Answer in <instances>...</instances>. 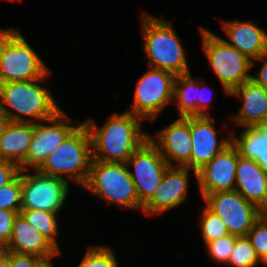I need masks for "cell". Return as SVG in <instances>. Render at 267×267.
<instances>
[{
	"instance_id": "23",
	"label": "cell",
	"mask_w": 267,
	"mask_h": 267,
	"mask_svg": "<svg viewBox=\"0 0 267 267\" xmlns=\"http://www.w3.org/2000/svg\"><path fill=\"white\" fill-rule=\"evenodd\" d=\"M200 82L192 77L191 72L178 75L174 81L173 102L180 116H197V100Z\"/></svg>"
},
{
	"instance_id": "6",
	"label": "cell",
	"mask_w": 267,
	"mask_h": 267,
	"mask_svg": "<svg viewBox=\"0 0 267 267\" xmlns=\"http://www.w3.org/2000/svg\"><path fill=\"white\" fill-rule=\"evenodd\" d=\"M82 188L109 204L119 205L125 209H143L126 163L92 159L87 182Z\"/></svg>"
},
{
	"instance_id": "41",
	"label": "cell",
	"mask_w": 267,
	"mask_h": 267,
	"mask_svg": "<svg viewBox=\"0 0 267 267\" xmlns=\"http://www.w3.org/2000/svg\"><path fill=\"white\" fill-rule=\"evenodd\" d=\"M4 250V248L0 245V252H2Z\"/></svg>"
},
{
	"instance_id": "5",
	"label": "cell",
	"mask_w": 267,
	"mask_h": 267,
	"mask_svg": "<svg viewBox=\"0 0 267 267\" xmlns=\"http://www.w3.org/2000/svg\"><path fill=\"white\" fill-rule=\"evenodd\" d=\"M49 72L17 29H0V84L38 80Z\"/></svg>"
},
{
	"instance_id": "3",
	"label": "cell",
	"mask_w": 267,
	"mask_h": 267,
	"mask_svg": "<svg viewBox=\"0 0 267 267\" xmlns=\"http://www.w3.org/2000/svg\"><path fill=\"white\" fill-rule=\"evenodd\" d=\"M91 162V136L87 126L81 122L63 143L52 151L38 171L68 182L71 180L83 187L89 176Z\"/></svg>"
},
{
	"instance_id": "10",
	"label": "cell",
	"mask_w": 267,
	"mask_h": 267,
	"mask_svg": "<svg viewBox=\"0 0 267 267\" xmlns=\"http://www.w3.org/2000/svg\"><path fill=\"white\" fill-rule=\"evenodd\" d=\"M22 171L21 209L59 213L69 192V182L55 176Z\"/></svg>"
},
{
	"instance_id": "28",
	"label": "cell",
	"mask_w": 267,
	"mask_h": 267,
	"mask_svg": "<svg viewBox=\"0 0 267 267\" xmlns=\"http://www.w3.org/2000/svg\"><path fill=\"white\" fill-rule=\"evenodd\" d=\"M22 196V171L7 185L0 188V209L20 213Z\"/></svg>"
},
{
	"instance_id": "32",
	"label": "cell",
	"mask_w": 267,
	"mask_h": 267,
	"mask_svg": "<svg viewBox=\"0 0 267 267\" xmlns=\"http://www.w3.org/2000/svg\"><path fill=\"white\" fill-rule=\"evenodd\" d=\"M43 261L35 255L11 252V267H38Z\"/></svg>"
},
{
	"instance_id": "22",
	"label": "cell",
	"mask_w": 267,
	"mask_h": 267,
	"mask_svg": "<svg viewBox=\"0 0 267 267\" xmlns=\"http://www.w3.org/2000/svg\"><path fill=\"white\" fill-rule=\"evenodd\" d=\"M231 136L240 155L255 160L267 172V127H245L239 137Z\"/></svg>"
},
{
	"instance_id": "18",
	"label": "cell",
	"mask_w": 267,
	"mask_h": 267,
	"mask_svg": "<svg viewBox=\"0 0 267 267\" xmlns=\"http://www.w3.org/2000/svg\"><path fill=\"white\" fill-rule=\"evenodd\" d=\"M235 190L261 211L267 209V172L255 160L242 157L239 150Z\"/></svg>"
},
{
	"instance_id": "11",
	"label": "cell",
	"mask_w": 267,
	"mask_h": 267,
	"mask_svg": "<svg viewBox=\"0 0 267 267\" xmlns=\"http://www.w3.org/2000/svg\"><path fill=\"white\" fill-rule=\"evenodd\" d=\"M133 166L129 170L139 202L144 206L154 195L162 177L169 167L159 149L148 139L125 162Z\"/></svg>"
},
{
	"instance_id": "4",
	"label": "cell",
	"mask_w": 267,
	"mask_h": 267,
	"mask_svg": "<svg viewBox=\"0 0 267 267\" xmlns=\"http://www.w3.org/2000/svg\"><path fill=\"white\" fill-rule=\"evenodd\" d=\"M142 37L149 66L173 73L175 76L190 73L182 41L172 24L144 13Z\"/></svg>"
},
{
	"instance_id": "20",
	"label": "cell",
	"mask_w": 267,
	"mask_h": 267,
	"mask_svg": "<svg viewBox=\"0 0 267 267\" xmlns=\"http://www.w3.org/2000/svg\"><path fill=\"white\" fill-rule=\"evenodd\" d=\"M229 96L239 97L243 101L239 113L232 116L236 125L253 127L267 111V88L255 84L252 80L233 89Z\"/></svg>"
},
{
	"instance_id": "15",
	"label": "cell",
	"mask_w": 267,
	"mask_h": 267,
	"mask_svg": "<svg viewBox=\"0 0 267 267\" xmlns=\"http://www.w3.org/2000/svg\"><path fill=\"white\" fill-rule=\"evenodd\" d=\"M214 118L210 116H190V134L192 152L190 155V169L197 177V171L209 163L217 154L232 143L230 138H222L218 142Z\"/></svg>"
},
{
	"instance_id": "17",
	"label": "cell",
	"mask_w": 267,
	"mask_h": 267,
	"mask_svg": "<svg viewBox=\"0 0 267 267\" xmlns=\"http://www.w3.org/2000/svg\"><path fill=\"white\" fill-rule=\"evenodd\" d=\"M4 250L35 255L44 260H50L60 254L39 230L25 220L21 213H17L14 218L12 236Z\"/></svg>"
},
{
	"instance_id": "27",
	"label": "cell",
	"mask_w": 267,
	"mask_h": 267,
	"mask_svg": "<svg viewBox=\"0 0 267 267\" xmlns=\"http://www.w3.org/2000/svg\"><path fill=\"white\" fill-rule=\"evenodd\" d=\"M89 246L78 267H119L115 253L109 246Z\"/></svg>"
},
{
	"instance_id": "8",
	"label": "cell",
	"mask_w": 267,
	"mask_h": 267,
	"mask_svg": "<svg viewBox=\"0 0 267 267\" xmlns=\"http://www.w3.org/2000/svg\"><path fill=\"white\" fill-rule=\"evenodd\" d=\"M175 77L171 72L149 67L136 84L133 105L127 112L154 120L173 102Z\"/></svg>"
},
{
	"instance_id": "14",
	"label": "cell",
	"mask_w": 267,
	"mask_h": 267,
	"mask_svg": "<svg viewBox=\"0 0 267 267\" xmlns=\"http://www.w3.org/2000/svg\"><path fill=\"white\" fill-rule=\"evenodd\" d=\"M149 140L159 149L169 166L188 167L190 169L192 152L190 116H179L163 130L156 133L155 137L149 134Z\"/></svg>"
},
{
	"instance_id": "12",
	"label": "cell",
	"mask_w": 267,
	"mask_h": 267,
	"mask_svg": "<svg viewBox=\"0 0 267 267\" xmlns=\"http://www.w3.org/2000/svg\"><path fill=\"white\" fill-rule=\"evenodd\" d=\"M45 122L50 125L35 124L34 136L20 171L38 170L52 151L77 127L68 125L71 119L62 109Z\"/></svg>"
},
{
	"instance_id": "26",
	"label": "cell",
	"mask_w": 267,
	"mask_h": 267,
	"mask_svg": "<svg viewBox=\"0 0 267 267\" xmlns=\"http://www.w3.org/2000/svg\"><path fill=\"white\" fill-rule=\"evenodd\" d=\"M199 226L205 243H209L229 235L224 222L218 215L209 210L206 206L202 211Z\"/></svg>"
},
{
	"instance_id": "34",
	"label": "cell",
	"mask_w": 267,
	"mask_h": 267,
	"mask_svg": "<svg viewBox=\"0 0 267 267\" xmlns=\"http://www.w3.org/2000/svg\"><path fill=\"white\" fill-rule=\"evenodd\" d=\"M206 87H208V85L204 84V82L203 83L200 82V91H199L198 100H197V116H210V114L208 112L209 107H210L209 103L211 102V99L213 97V91L214 90L209 89V90H211V93L209 91V93H210V95H209L208 93H205V92H207L206 89H204Z\"/></svg>"
},
{
	"instance_id": "37",
	"label": "cell",
	"mask_w": 267,
	"mask_h": 267,
	"mask_svg": "<svg viewBox=\"0 0 267 267\" xmlns=\"http://www.w3.org/2000/svg\"><path fill=\"white\" fill-rule=\"evenodd\" d=\"M10 123V119L0 110V138L3 136L5 129Z\"/></svg>"
},
{
	"instance_id": "31",
	"label": "cell",
	"mask_w": 267,
	"mask_h": 267,
	"mask_svg": "<svg viewBox=\"0 0 267 267\" xmlns=\"http://www.w3.org/2000/svg\"><path fill=\"white\" fill-rule=\"evenodd\" d=\"M18 212L0 209V245L4 248L11 239L14 218Z\"/></svg>"
},
{
	"instance_id": "2",
	"label": "cell",
	"mask_w": 267,
	"mask_h": 267,
	"mask_svg": "<svg viewBox=\"0 0 267 267\" xmlns=\"http://www.w3.org/2000/svg\"><path fill=\"white\" fill-rule=\"evenodd\" d=\"M50 74L51 71L38 80L0 84V110L11 122L36 124V120L45 121L61 110L48 88L37 84L46 82ZM24 115L29 118H25Z\"/></svg>"
},
{
	"instance_id": "35",
	"label": "cell",
	"mask_w": 267,
	"mask_h": 267,
	"mask_svg": "<svg viewBox=\"0 0 267 267\" xmlns=\"http://www.w3.org/2000/svg\"><path fill=\"white\" fill-rule=\"evenodd\" d=\"M255 60H262L263 63L256 75H251V80L255 84L262 86L263 88H267V53L257 59L252 60L251 67L254 66Z\"/></svg>"
},
{
	"instance_id": "30",
	"label": "cell",
	"mask_w": 267,
	"mask_h": 267,
	"mask_svg": "<svg viewBox=\"0 0 267 267\" xmlns=\"http://www.w3.org/2000/svg\"><path fill=\"white\" fill-rule=\"evenodd\" d=\"M236 239L237 236L229 234L225 237L219 238L218 240L206 243V251L217 263H225L228 265V261L234 248Z\"/></svg>"
},
{
	"instance_id": "21",
	"label": "cell",
	"mask_w": 267,
	"mask_h": 267,
	"mask_svg": "<svg viewBox=\"0 0 267 267\" xmlns=\"http://www.w3.org/2000/svg\"><path fill=\"white\" fill-rule=\"evenodd\" d=\"M34 130L35 124L11 122L0 138V159L13 162L20 168L31 145Z\"/></svg>"
},
{
	"instance_id": "19",
	"label": "cell",
	"mask_w": 267,
	"mask_h": 267,
	"mask_svg": "<svg viewBox=\"0 0 267 267\" xmlns=\"http://www.w3.org/2000/svg\"><path fill=\"white\" fill-rule=\"evenodd\" d=\"M222 29L229 41L228 45L245 54L250 60L267 53V33L251 21H222Z\"/></svg>"
},
{
	"instance_id": "1",
	"label": "cell",
	"mask_w": 267,
	"mask_h": 267,
	"mask_svg": "<svg viewBox=\"0 0 267 267\" xmlns=\"http://www.w3.org/2000/svg\"><path fill=\"white\" fill-rule=\"evenodd\" d=\"M142 121L141 117L126 111L114 113L98 128L94 119L88 118L84 124L91 136L92 159L125 163L149 139V134L142 130Z\"/></svg>"
},
{
	"instance_id": "38",
	"label": "cell",
	"mask_w": 267,
	"mask_h": 267,
	"mask_svg": "<svg viewBox=\"0 0 267 267\" xmlns=\"http://www.w3.org/2000/svg\"><path fill=\"white\" fill-rule=\"evenodd\" d=\"M253 127H267V111L263 115L261 121Z\"/></svg>"
},
{
	"instance_id": "9",
	"label": "cell",
	"mask_w": 267,
	"mask_h": 267,
	"mask_svg": "<svg viewBox=\"0 0 267 267\" xmlns=\"http://www.w3.org/2000/svg\"><path fill=\"white\" fill-rule=\"evenodd\" d=\"M205 206L220 217L230 235L247 236L261 211L236 190L221 191L203 197Z\"/></svg>"
},
{
	"instance_id": "13",
	"label": "cell",
	"mask_w": 267,
	"mask_h": 267,
	"mask_svg": "<svg viewBox=\"0 0 267 267\" xmlns=\"http://www.w3.org/2000/svg\"><path fill=\"white\" fill-rule=\"evenodd\" d=\"M238 148L231 143L197 171L202 198L211 193L235 190Z\"/></svg>"
},
{
	"instance_id": "16",
	"label": "cell",
	"mask_w": 267,
	"mask_h": 267,
	"mask_svg": "<svg viewBox=\"0 0 267 267\" xmlns=\"http://www.w3.org/2000/svg\"><path fill=\"white\" fill-rule=\"evenodd\" d=\"M189 171L188 167L169 166L154 195L143 206L142 212L146 215H158L184 203L187 197Z\"/></svg>"
},
{
	"instance_id": "24",
	"label": "cell",
	"mask_w": 267,
	"mask_h": 267,
	"mask_svg": "<svg viewBox=\"0 0 267 267\" xmlns=\"http://www.w3.org/2000/svg\"><path fill=\"white\" fill-rule=\"evenodd\" d=\"M20 213L25 220L39 230L40 233L61 253L57 242L58 225L57 214L44 210L21 209Z\"/></svg>"
},
{
	"instance_id": "7",
	"label": "cell",
	"mask_w": 267,
	"mask_h": 267,
	"mask_svg": "<svg viewBox=\"0 0 267 267\" xmlns=\"http://www.w3.org/2000/svg\"><path fill=\"white\" fill-rule=\"evenodd\" d=\"M203 52L227 95L244 82L251 80V62L245 54L228 45L210 30L200 28Z\"/></svg>"
},
{
	"instance_id": "36",
	"label": "cell",
	"mask_w": 267,
	"mask_h": 267,
	"mask_svg": "<svg viewBox=\"0 0 267 267\" xmlns=\"http://www.w3.org/2000/svg\"><path fill=\"white\" fill-rule=\"evenodd\" d=\"M0 267H11V252L5 250L0 252Z\"/></svg>"
},
{
	"instance_id": "39",
	"label": "cell",
	"mask_w": 267,
	"mask_h": 267,
	"mask_svg": "<svg viewBox=\"0 0 267 267\" xmlns=\"http://www.w3.org/2000/svg\"><path fill=\"white\" fill-rule=\"evenodd\" d=\"M52 259L50 260H44L38 267H54L53 266Z\"/></svg>"
},
{
	"instance_id": "33",
	"label": "cell",
	"mask_w": 267,
	"mask_h": 267,
	"mask_svg": "<svg viewBox=\"0 0 267 267\" xmlns=\"http://www.w3.org/2000/svg\"><path fill=\"white\" fill-rule=\"evenodd\" d=\"M19 172L20 169L15 163L0 159V188L11 182Z\"/></svg>"
},
{
	"instance_id": "40",
	"label": "cell",
	"mask_w": 267,
	"mask_h": 267,
	"mask_svg": "<svg viewBox=\"0 0 267 267\" xmlns=\"http://www.w3.org/2000/svg\"><path fill=\"white\" fill-rule=\"evenodd\" d=\"M263 214L267 217V209L263 211Z\"/></svg>"
},
{
	"instance_id": "25",
	"label": "cell",
	"mask_w": 267,
	"mask_h": 267,
	"mask_svg": "<svg viewBox=\"0 0 267 267\" xmlns=\"http://www.w3.org/2000/svg\"><path fill=\"white\" fill-rule=\"evenodd\" d=\"M263 262L257 256L247 236L237 237L228 264L232 267H256Z\"/></svg>"
},
{
	"instance_id": "29",
	"label": "cell",
	"mask_w": 267,
	"mask_h": 267,
	"mask_svg": "<svg viewBox=\"0 0 267 267\" xmlns=\"http://www.w3.org/2000/svg\"><path fill=\"white\" fill-rule=\"evenodd\" d=\"M247 237L259 259L267 265V217L263 213L255 221Z\"/></svg>"
}]
</instances>
